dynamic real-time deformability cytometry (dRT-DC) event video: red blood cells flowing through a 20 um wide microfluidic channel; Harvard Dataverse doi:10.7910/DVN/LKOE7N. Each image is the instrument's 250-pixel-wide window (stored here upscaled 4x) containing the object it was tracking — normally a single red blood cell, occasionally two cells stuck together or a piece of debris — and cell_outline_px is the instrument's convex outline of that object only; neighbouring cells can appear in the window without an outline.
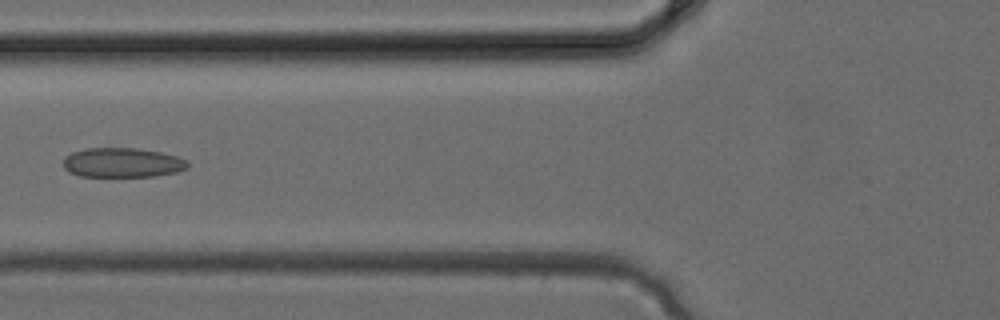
{"species": "common noctule bat (a hibernating species)", "species_latin": "Nyctalus noctula", "temperature_condition": "cold", "stored_images_in_passage": 5, "camera_frame_rate_fps": 3000, "um_per_image_px": 0.085, "animal": {"sex": "female", "body_mass_g": 24.6, "forearm_length_mm": 56.2}, "frame": {"image": 1, "passage_image": 5, "time_ms": 1.333, "image_size_px": [1000, 320], "cell_outline_px": [[188, 168], [176, 172], [152, 176], [80, 176], [68, 172], [64, 168], [64, 156], [72, 152], [84, 148], [136, 148], [160, 152], [176, 156], [188, 160]], "centroid_in_image_um": [10.38, 13.82], "position_along_channel_um": 115.4, "area_um2": 21.44}}